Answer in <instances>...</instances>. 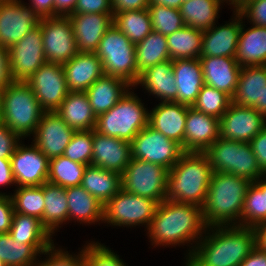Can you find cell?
Instances as JSON below:
<instances>
[{"label": "cell", "instance_id": "6da1fadb", "mask_svg": "<svg viewBox=\"0 0 266 266\" xmlns=\"http://www.w3.org/2000/svg\"><path fill=\"white\" fill-rule=\"evenodd\" d=\"M208 228L210 230L212 228V235L209 234L205 239L199 240L201 242L189 252L186 266H240V263L256 247L253 227L236 224L230 227L210 226Z\"/></svg>", "mask_w": 266, "mask_h": 266}, {"label": "cell", "instance_id": "7a4b0ae2", "mask_svg": "<svg viewBox=\"0 0 266 266\" xmlns=\"http://www.w3.org/2000/svg\"><path fill=\"white\" fill-rule=\"evenodd\" d=\"M205 228L201 207L165 199L157 205L147 229L152 243L164 246L199 239Z\"/></svg>", "mask_w": 266, "mask_h": 266}, {"label": "cell", "instance_id": "3957f363", "mask_svg": "<svg viewBox=\"0 0 266 266\" xmlns=\"http://www.w3.org/2000/svg\"><path fill=\"white\" fill-rule=\"evenodd\" d=\"M212 173V166L204 152L184 151L168 171L166 199L202 208Z\"/></svg>", "mask_w": 266, "mask_h": 266}, {"label": "cell", "instance_id": "277c9868", "mask_svg": "<svg viewBox=\"0 0 266 266\" xmlns=\"http://www.w3.org/2000/svg\"><path fill=\"white\" fill-rule=\"evenodd\" d=\"M250 182L230 173L213 172L202 215L207 227L235 225L241 218ZM230 222V223H229Z\"/></svg>", "mask_w": 266, "mask_h": 266}, {"label": "cell", "instance_id": "5b68a950", "mask_svg": "<svg viewBox=\"0 0 266 266\" xmlns=\"http://www.w3.org/2000/svg\"><path fill=\"white\" fill-rule=\"evenodd\" d=\"M44 112L26 82L13 81L3 90L0 120L21 138L34 134Z\"/></svg>", "mask_w": 266, "mask_h": 266}, {"label": "cell", "instance_id": "8992f818", "mask_svg": "<svg viewBox=\"0 0 266 266\" xmlns=\"http://www.w3.org/2000/svg\"><path fill=\"white\" fill-rule=\"evenodd\" d=\"M140 101L133 92H127L109 111L97 116L94 130L131 143L148 125L149 112Z\"/></svg>", "mask_w": 266, "mask_h": 266}, {"label": "cell", "instance_id": "52a82bcc", "mask_svg": "<svg viewBox=\"0 0 266 266\" xmlns=\"http://www.w3.org/2000/svg\"><path fill=\"white\" fill-rule=\"evenodd\" d=\"M204 153L209 159L213 172L234 174L250 182H255L260 177L266 178L249 143L219 137Z\"/></svg>", "mask_w": 266, "mask_h": 266}, {"label": "cell", "instance_id": "ba28073f", "mask_svg": "<svg viewBox=\"0 0 266 266\" xmlns=\"http://www.w3.org/2000/svg\"><path fill=\"white\" fill-rule=\"evenodd\" d=\"M95 53L102 61L104 75L136 85L140 74L137 71L135 44L116 26L112 25L106 31Z\"/></svg>", "mask_w": 266, "mask_h": 266}, {"label": "cell", "instance_id": "9c48e42d", "mask_svg": "<svg viewBox=\"0 0 266 266\" xmlns=\"http://www.w3.org/2000/svg\"><path fill=\"white\" fill-rule=\"evenodd\" d=\"M167 175L168 170L161 165L131 158L121 174L122 189L159 204L166 199Z\"/></svg>", "mask_w": 266, "mask_h": 266}, {"label": "cell", "instance_id": "30bf717a", "mask_svg": "<svg viewBox=\"0 0 266 266\" xmlns=\"http://www.w3.org/2000/svg\"><path fill=\"white\" fill-rule=\"evenodd\" d=\"M158 203L150 198L131 194L121 189L104 204L103 221L116 226L149 224Z\"/></svg>", "mask_w": 266, "mask_h": 266}, {"label": "cell", "instance_id": "8fae6325", "mask_svg": "<svg viewBox=\"0 0 266 266\" xmlns=\"http://www.w3.org/2000/svg\"><path fill=\"white\" fill-rule=\"evenodd\" d=\"M39 25L47 62L63 65L79 53L68 16L41 18Z\"/></svg>", "mask_w": 266, "mask_h": 266}, {"label": "cell", "instance_id": "7c38bea8", "mask_svg": "<svg viewBox=\"0 0 266 266\" xmlns=\"http://www.w3.org/2000/svg\"><path fill=\"white\" fill-rule=\"evenodd\" d=\"M132 158L158 164L168 171L184 152L182 147L147 125L131 142Z\"/></svg>", "mask_w": 266, "mask_h": 266}, {"label": "cell", "instance_id": "4fadbf2b", "mask_svg": "<svg viewBox=\"0 0 266 266\" xmlns=\"http://www.w3.org/2000/svg\"><path fill=\"white\" fill-rule=\"evenodd\" d=\"M26 83L45 112L56 111L69 93L61 64L45 62Z\"/></svg>", "mask_w": 266, "mask_h": 266}, {"label": "cell", "instance_id": "5bb4252c", "mask_svg": "<svg viewBox=\"0 0 266 266\" xmlns=\"http://www.w3.org/2000/svg\"><path fill=\"white\" fill-rule=\"evenodd\" d=\"M10 72L13 81L26 82L45 62L42 30L38 25L9 49Z\"/></svg>", "mask_w": 266, "mask_h": 266}, {"label": "cell", "instance_id": "9a60e30c", "mask_svg": "<svg viewBox=\"0 0 266 266\" xmlns=\"http://www.w3.org/2000/svg\"><path fill=\"white\" fill-rule=\"evenodd\" d=\"M265 118L253 107L231 102L219 119V137L249 143L266 126Z\"/></svg>", "mask_w": 266, "mask_h": 266}, {"label": "cell", "instance_id": "2e32d148", "mask_svg": "<svg viewBox=\"0 0 266 266\" xmlns=\"http://www.w3.org/2000/svg\"><path fill=\"white\" fill-rule=\"evenodd\" d=\"M40 16L19 0L0 5V46L9 49L33 28L39 25Z\"/></svg>", "mask_w": 266, "mask_h": 266}, {"label": "cell", "instance_id": "e0dca14e", "mask_svg": "<svg viewBox=\"0 0 266 266\" xmlns=\"http://www.w3.org/2000/svg\"><path fill=\"white\" fill-rule=\"evenodd\" d=\"M20 145L10 157L15 184L19 187L41 186L47 182L49 159L35 144L31 147Z\"/></svg>", "mask_w": 266, "mask_h": 266}, {"label": "cell", "instance_id": "ac0fdd59", "mask_svg": "<svg viewBox=\"0 0 266 266\" xmlns=\"http://www.w3.org/2000/svg\"><path fill=\"white\" fill-rule=\"evenodd\" d=\"M75 130L70 128L55 112H44L34 132V143L40 151L52 159L64 154Z\"/></svg>", "mask_w": 266, "mask_h": 266}, {"label": "cell", "instance_id": "d6986e66", "mask_svg": "<svg viewBox=\"0 0 266 266\" xmlns=\"http://www.w3.org/2000/svg\"><path fill=\"white\" fill-rule=\"evenodd\" d=\"M68 18L78 52L95 53L104 34L113 25V13H72Z\"/></svg>", "mask_w": 266, "mask_h": 266}, {"label": "cell", "instance_id": "ffe728a7", "mask_svg": "<svg viewBox=\"0 0 266 266\" xmlns=\"http://www.w3.org/2000/svg\"><path fill=\"white\" fill-rule=\"evenodd\" d=\"M132 158L131 143L93 130L91 165L122 174Z\"/></svg>", "mask_w": 266, "mask_h": 266}, {"label": "cell", "instance_id": "44dd1931", "mask_svg": "<svg viewBox=\"0 0 266 266\" xmlns=\"http://www.w3.org/2000/svg\"><path fill=\"white\" fill-rule=\"evenodd\" d=\"M234 12V21L220 27L214 24L203 31L200 57H235L243 16Z\"/></svg>", "mask_w": 266, "mask_h": 266}, {"label": "cell", "instance_id": "7402d4cb", "mask_svg": "<svg viewBox=\"0 0 266 266\" xmlns=\"http://www.w3.org/2000/svg\"><path fill=\"white\" fill-rule=\"evenodd\" d=\"M219 119L188 106L184 151L204 152L219 138Z\"/></svg>", "mask_w": 266, "mask_h": 266}, {"label": "cell", "instance_id": "603a6c76", "mask_svg": "<svg viewBox=\"0 0 266 266\" xmlns=\"http://www.w3.org/2000/svg\"><path fill=\"white\" fill-rule=\"evenodd\" d=\"M188 106L167 101L149 113L148 125L178 143L184 151V133Z\"/></svg>", "mask_w": 266, "mask_h": 266}, {"label": "cell", "instance_id": "cb8c5ba5", "mask_svg": "<svg viewBox=\"0 0 266 266\" xmlns=\"http://www.w3.org/2000/svg\"><path fill=\"white\" fill-rule=\"evenodd\" d=\"M62 66L69 92H85L104 75L102 61L96 53L79 52Z\"/></svg>", "mask_w": 266, "mask_h": 266}, {"label": "cell", "instance_id": "d4e9b609", "mask_svg": "<svg viewBox=\"0 0 266 266\" xmlns=\"http://www.w3.org/2000/svg\"><path fill=\"white\" fill-rule=\"evenodd\" d=\"M204 84L234 96L241 66L235 58L199 57Z\"/></svg>", "mask_w": 266, "mask_h": 266}, {"label": "cell", "instance_id": "484cf974", "mask_svg": "<svg viewBox=\"0 0 266 266\" xmlns=\"http://www.w3.org/2000/svg\"><path fill=\"white\" fill-rule=\"evenodd\" d=\"M173 74L178 89L177 103L192 107L205 85L200 59L173 60Z\"/></svg>", "mask_w": 266, "mask_h": 266}, {"label": "cell", "instance_id": "4316f807", "mask_svg": "<svg viewBox=\"0 0 266 266\" xmlns=\"http://www.w3.org/2000/svg\"><path fill=\"white\" fill-rule=\"evenodd\" d=\"M266 87V65L241 67L232 102L257 109L263 104Z\"/></svg>", "mask_w": 266, "mask_h": 266}, {"label": "cell", "instance_id": "83f0119b", "mask_svg": "<svg viewBox=\"0 0 266 266\" xmlns=\"http://www.w3.org/2000/svg\"><path fill=\"white\" fill-rule=\"evenodd\" d=\"M132 86L127 81L109 75L97 79L86 91L91 108L96 117L109 111ZM128 87V88H127ZM127 88V89H126Z\"/></svg>", "mask_w": 266, "mask_h": 266}, {"label": "cell", "instance_id": "f1b7e54d", "mask_svg": "<svg viewBox=\"0 0 266 266\" xmlns=\"http://www.w3.org/2000/svg\"><path fill=\"white\" fill-rule=\"evenodd\" d=\"M145 86L148 92L163 99V102H177L176 79L173 74V60H167L148 67L140 73L136 85Z\"/></svg>", "mask_w": 266, "mask_h": 266}, {"label": "cell", "instance_id": "f546056e", "mask_svg": "<svg viewBox=\"0 0 266 266\" xmlns=\"http://www.w3.org/2000/svg\"><path fill=\"white\" fill-rule=\"evenodd\" d=\"M55 112L75 131L95 129L97 117L85 92H69Z\"/></svg>", "mask_w": 266, "mask_h": 266}, {"label": "cell", "instance_id": "4dcf8cb0", "mask_svg": "<svg viewBox=\"0 0 266 266\" xmlns=\"http://www.w3.org/2000/svg\"><path fill=\"white\" fill-rule=\"evenodd\" d=\"M81 186L104 205L122 189L121 174L99 166L87 165Z\"/></svg>", "mask_w": 266, "mask_h": 266}, {"label": "cell", "instance_id": "1f68e13d", "mask_svg": "<svg viewBox=\"0 0 266 266\" xmlns=\"http://www.w3.org/2000/svg\"><path fill=\"white\" fill-rule=\"evenodd\" d=\"M244 31L242 24L235 59L241 67L266 65V27Z\"/></svg>", "mask_w": 266, "mask_h": 266}, {"label": "cell", "instance_id": "d6a6232c", "mask_svg": "<svg viewBox=\"0 0 266 266\" xmlns=\"http://www.w3.org/2000/svg\"><path fill=\"white\" fill-rule=\"evenodd\" d=\"M68 200V220L76 218L84 223L103 221L104 205L81 185L65 188Z\"/></svg>", "mask_w": 266, "mask_h": 266}, {"label": "cell", "instance_id": "836d02e7", "mask_svg": "<svg viewBox=\"0 0 266 266\" xmlns=\"http://www.w3.org/2000/svg\"><path fill=\"white\" fill-rule=\"evenodd\" d=\"M50 245L20 243L9 233H1L0 260L5 266H36L37 254L44 252Z\"/></svg>", "mask_w": 266, "mask_h": 266}, {"label": "cell", "instance_id": "e575fe53", "mask_svg": "<svg viewBox=\"0 0 266 266\" xmlns=\"http://www.w3.org/2000/svg\"><path fill=\"white\" fill-rule=\"evenodd\" d=\"M45 207L42 225L52 235L54 230L68 220V200L65 188L51 183L43 184Z\"/></svg>", "mask_w": 266, "mask_h": 266}, {"label": "cell", "instance_id": "d590c367", "mask_svg": "<svg viewBox=\"0 0 266 266\" xmlns=\"http://www.w3.org/2000/svg\"><path fill=\"white\" fill-rule=\"evenodd\" d=\"M203 30L184 26L166 36L170 60L198 59L202 46Z\"/></svg>", "mask_w": 266, "mask_h": 266}, {"label": "cell", "instance_id": "8d00e7d4", "mask_svg": "<svg viewBox=\"0 0 266 266\" xmlns=\"http://www.w3.org/2000/svg\"><path fill=\"white\" fill-rule=\"evenodd\" d=\"M222 1L227 0H187L179 7L185 26L200 30L210 29L217 18Z\"/></svg>", "mask_w": 266, "mask_h": 266}, {"label": "cell", "instance_id": "74e56055", "mask_svg": "<svg viewBox=\"0 0 266 266\" xmlns=\"http://www.w3.org/2000/svg\"><path fill=\"white\" fill-rule=\"evenodd\" d=\"M137 71L140 74L148 67L170 60L166 36L150 32L135 44Z\"/></svg>", "mask_w": 266, "mask_h": 266}, {"label": "cell", "instance_id": "f35d334b", "mask_svg": "<svg viewBox=\"0 0 266 266\" xmlns=\"http://www.w3.org/2000/svg\"><path fill=\"white\" fill-rule=\"evenodd\" d=\"M9 234L14 240L25 244H52L51 234L42 225L41 220L14 212Z\"/></svg>", "mask_w": 266, "mask_h": 266}, {"label": "cell", "instance_id": "ab89813d", "mask_svg": "<svg viewBox=\"0 0 266 266\" xmlns=\"http://www.w3.org/2000/svg\"><path fill=\"white\" fill-rule=\"evenodd\" d=\"M113 25L133 44L142 41L153 31L148 9L117 12L113 15Z\"/></svg>", "mask_w": 266, "mask_h": 266}, {"label": "cell", "instance_id": "60d3db41", "mask_svg": "<svg viewBox=\"0 0 266 266\" xmlns=\"http://www.w3.org/2000/svg\"><path fill=\"white\" fill-rule=\"evenodd\" d=\"M86 166L64 155L49 159L47 182L63 188L80 186Z\"/></svg>", "mask_w": 266, "mask_h": 266}, {"label": "cell", "instance_id": "b9f144b4", "mask_svg": "<svg viewBox=\"0 0 266 266\" xmlns=\"http://www.w3.org/2000/svg\"><path fill=\"white\" fill-rule=\"evenodd\" d=\"M14 212L36 217L42 221L45 207L43 184L41 186L18 187L10 196Z\"/></svg>", "mask_w": 266, "mask_h": 266}, {"label": "cell", "instance_id": "7bdbcfd3", "mask_svg": "<svg viewBox=\"0 0 266 266\" xmlns=\"http://www.w3.org/2000/svg\"><path fill=\"white\" fill-rule=\"evenodd\" d=\"M240 221L238 226L253 228L266 222V193L254 182L247 189Z\"/></svg>", "mask_w": 266, "mask_h": 266}, {"label": "cell", "instance_id": "ee69618b", "mask_svg": "<svg viewBox=\"0 0 266 266\" xmlns=\"http://www.w3.org/2000/svg\"><path fill=\"white\" fill-rule=\"evenodd\" d=\"M231 102L232 98L225 92L204 85L192 107L206 115L220 119Z\"/></svg>", "mask_w": 266, "mask_h": 266}, {"label": "cell", "instance_id": "f6af8a7d", "mask_svg": "<svg viewBox=\"0 0 266 266\" xmlns=\"http://www.w3.org/2000/svg\"><path fill=\"white\" fill-rule=\"evenodd\" d=\"M148 11L154 32L168 36L185 26L179 9L155 4L149 5Z\"/></svg>", "mask_w": 266, "mask_h": 266}, {"label": "cell", "instance_id": "bcb514c9", "mask_svg": "<svg viewBox=\"0 0 266 266\" xmlns=\"http://www.w3.org/2000/svg\"><path fill=\"white\" fill-rule=\"evenodd\" d=\"M92 153L93 130H81L75 131L63 155L72 161L91 165Z\"/></svg>", "mask_w": 266, "mask_h": 266}, {"label": "cell", "instance_id": "7dc6e473", "mask_svg": "<svg viewBox=\"0 0 266 266\" xmlns=\"http://www.w3.org/2000/svg\"><path fill=\"white\" fill-rule=\"evenodd\" d=\"M84 248L85 266H126L119 256L97 242Z\"/></svg>", "mask_w": 266, "mask_h": 266}, {"label": "cell", "instance_id": "c3c4849f", "mask_svg": "<svg viewBox=\"0 0 266 266\" xmlns=\"http://www.w3.org/2000/svg\"><path fill=\"white\" fill-rule=\"evenodd\" d=\"M54 249V244H51L44 252H42L44 255L48 254L49 258L45 260V262H38L36 266H85L84 249L80 251V256L78 255L77 257L69 255L67 251L63 252L62 249Z\"/></svg>", "mask_w": 266, "mask_h": 266}, {"label": "cell", "instance_id": "681fc988", "mask_svg": "<svg viewBox=\"0 0 266 266\" xmlns=\"http://www.w3.org/2000/svg\"><path fill=\"white\" fill-rule=\"evenodd\" d=\"M236 11L241 16L250 18L253 25L266 27V0H245Z\"/></svg>", "mask_w": 266, "mask_h": 266}, {"label": "cell", "instance_id": "f907efd6", "mask_svg": "<svg viewBox=\"0 0 266 266\" xmlns=\"http://www.w3.org/2000/svg\"><path fill=\"white\" fill-rule=\"evenodd\" d=\"M20 138L18 134L12 132L0 120V158L10 159L19 144Z\"/></svg>", "mask_w": 266, "mask_h": 266}, {"label": "cell", "instance_id": "816d5d0a", "mask_svg": "<svg viewBox=\"0 0 266 266\" xmlns=\"http://www.w3.org/2000/svg\"><path fill=\"white\" fill-rule=\"evenodd\" d=\"M73 13H113L110 0H77Z\"/></svg>", "mask_w": 266, "mask_h": 266}, {"label": "cell", "instance_id": "f5cc1de1", "mask_svg": "<svg viewBox=\"0 0 266 266\" xmlns=\"http://www.w3.org/2000/svg\"><path fill=\"white\" fill-rule=\"evenodd\" d=\"M260 169L266 174V126L249 141Z\"/></svg>", "mask_w": 266, "mask_h": 266}, {"label": "cell", "instance_id": "db71d44e", "mask_svg": "<svg viewBox=\"0 0 266 266\" xmlns=\"http://www.w3.org/2000/svg\"><path fill=\"white\" fill-rule=\"evenodd\" d=\"M14 214L13 203L10 195H0V234L9 233Z\"/></svg>", "mask_w": 266, "mask_h": 266}, {"label": "cell", "instance_id": "11a10c76", "mask_svg": "<svg viewBox=\"0 0 266 266\" xmlns=\"http://www.w3.org/2000/svg\"><path fill=\"white\" fill-rule=\"evenodd\" d=\"M12 82L9 50L0 46V90H4Z\"/></svg>", "mask_w": 266, "mask_h": 266}, {"label": "cell", "instance_id": "9f6ffc18", "mask_svg": "<svg viewBox=\"0 0 266 266\" xmlns=\"http://www.w3.org/2000/svg\"><path fill=\"white\" fill-rule=\"evenodd\" d=\"M113 15L117 12L148 9L149 0H110Z\"/></svg>", "mask_w": 266, "mask_h": 266}, {"label": "cell", "instance_id": "6f0895ef", "mask_svg": "<svg viewBox=\"0 0 266 266\" xmlns=\"http://www.w3.org/2000/svg\"><path fill=\"white\" fill-rule=\"evenodd\" d=\"M31 7L40 16V18L55 17L54 0H30Z\"/></svg>", "mask_w": 266, "mask_h": 266}, {"label": "cell", "instance_id": "680465c9", "mask_svg": "<svg viewBox=\"0 0 266 266\" xmlns=\"http://www.w3.org/2000/svg\"><path fill=\"white\" fill-rule=\"evenodd\" d=\"M240 266H266V252L256 246Z\"/></svg>", "mask_w": 266, "mask_h": 266}, {"label": "cell", "instance_id": "91938a15", "mask_svg": "<svg viewBox=\"0 0 266 266\" xmlns=\"http://www.w3.org/2000/svg\"><path fill=\"white\" fill-rule=\"evenodd\" d=\"M15 184L10 159L0 158V186Z\"/></svg>", "mask_w": 266, "mask_h": 266}, {"label": "cell", "instance_id": "94428289", "mask_svg": "<svg viewBox=\"0 0 266 266\" xmlns=\"http://www.w3.org/2000/svg\"><path fill=\"white\" fill-rule=\"evenodd\" d=\"M55 16H68L73 13L77 0H54Z\"/></svg>", "mask_w": 266, "mask_h": 266}, {"label": "cell", "instance_id": "6125c7cd", "mask_svg": "<svg viewBox=\"0 0 266 266\" xmlns=\"http://www.w3.org/2000/svg\"><path fill=\"white\" fill-rule=\"evenodd\" d=\"M256 235V246L266 252V222L254 227Z\"/></svg>", "mask_w": 266, "mask_h": 266}, {"label": "cell", "instance_id": "be15d7a7", "mask_svg": "<svg viewBox=\"0 0 266 266\" xmlns=\"http://www.w3.org/2000/svg\"><path fill=\"white\" fill-rule=\"evenodd\" d=\"M183 2H184L183 0H149V5L158 4L169 8L179 9V7Z\"/></svg>", "mask_w": 266, "mask_h": 266}, {"label": "cell", "instance_id": "e7e4bbea", "mask_svg": "<svg viewBox=\"0 0 266 266\" xmlns=\"http://www.w3.org/2000/svg\"><path fill=\"white\" fill-rule=\"evenodd\" d=\"M256 110L266 117V87L263 93V104H261Z\"/></svg>", "mask_w": 266, "mask_h": 266}, {"label": "cell", "instance_id": "03108f58", "mask_svg": "<svg viewBox=\"0 0 266 266\" xmlns=\"http://www.w3.org/2000/svg\"><path fill=\"white\" fill-rule=\"evenodd\" d=\"M263 180L261 178H259L254 183L262 190L263 193H266V180H265V178Z\"/></svg>", "mask_w": 266, "mask_h": 266}, {"label": "cell", "instance_id": "003e7915", "mask_svg": "<svg viewBox=\"0 0 266 266\" xmlns=\"http://www.w3.org/2000/svg\"><path fill=\"white\" fill-rule=\"evenodd\" d=\"M231 1V2H230ZM245 0H229V4H232L234 7H235V9L239 6V5H241L243 2H244Z\"/></svg>", "mask_w": 266, "mask_h": 266}, {"label": "cell", "instance_id": "a7ac6f4b", "mask_svg": "<svg viewBox=\"0 0 266 266\" xmlns=\"http://www.w3.org/2000/svg\"><path fill=\"white\" fill-rule=\"evenodd\" d=\"M2 93H3V90H0V117H1Z\"/></svg>", "mask_w": 266, "mask_h": 266}, {"label": "cell", "instance_id": "89a4df30", "mask_svg": "<svg viewBox=\"0 0 266 266\" xmlns=\"http://www.w3.org/2000/svg\"><path fill=\"white\" fill-rule=\"evenodd\" d=\"M10 0H0V5L5 3V2H9Z\"/></svg>", "mask_w": 266, "mask_h": 266}, {"label": "cell", "instance_id": "2644e50d", "mask_svg": "<svg viewBox=\"0 0 266 266\" xmlns=\"http://www.w3.org/2000/svg\"><path fill=\"white\" fill-rule=\"evenodd\" d=\"M0 266H5L4 263L0 260Z\"/></svg>", "mask_w": 266, "mask_h": 266}]
</instances>
